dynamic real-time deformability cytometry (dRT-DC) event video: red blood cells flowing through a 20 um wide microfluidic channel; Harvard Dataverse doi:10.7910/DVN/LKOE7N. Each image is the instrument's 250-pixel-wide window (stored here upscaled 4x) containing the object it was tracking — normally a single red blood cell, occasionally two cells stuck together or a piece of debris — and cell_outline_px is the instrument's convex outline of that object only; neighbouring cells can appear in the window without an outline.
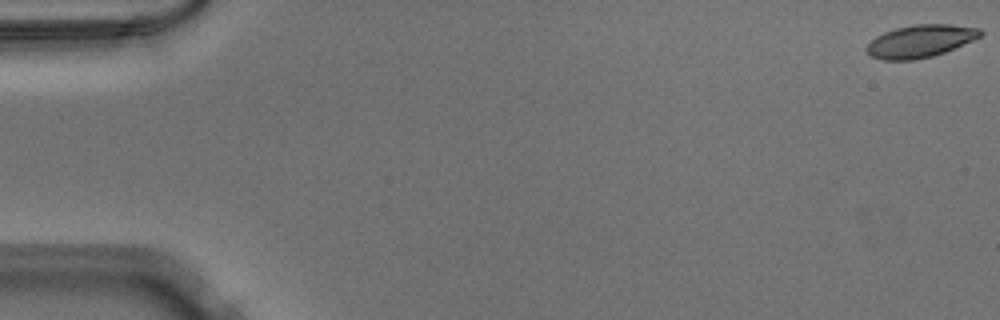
{"species": "Egyptian fruit bat (a non-hibernating species)", "species_latin": "Rousettus aegyptiacus", "temperature_condition": "warm", "stored_images_in_passage": 52, "camera_frame_rate_fps": 3000, "um_per_image_px": 0.085, "animal": {"sex": "male"}, "frame": {"image": 1, "passage_image": 1, "time_ms": 0.0, "image_size_px": [1000, 320], "cell_outline_px": [[984, 32], [980, 36], [972, 40], [944, 52], [932, 56], [912, 60], [884, 60], [872, 56], [864, 48], [876, 36], [884, 32], [896, 28], [912, 24], [952, 24], [980, 28]], "centroid_in_image_um": [78.22, 3.48], "position_along_channel_um": 6.8, "area_um2": 21.44}}
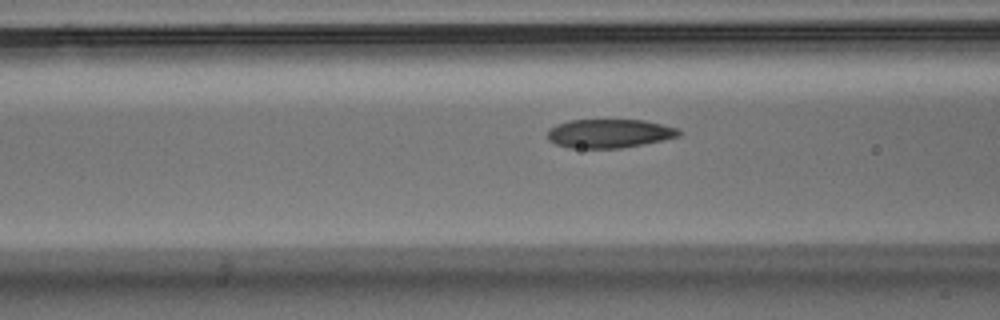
{"frame": {"image": 2, "passage_image": 21, "time_ms": 6.667, "image_size_px": [1000, 320], "cell_outline_px": [[684, 132], [680, 136], [664, 140], [620, 148], [568, 148], [556, 144], [548, 140], [548, 128], [556, 124], [568, 120], [644, 120], [680, 128]], "centroid_in_image_um": [51.81, 11.34], "position_along_channel_um": 114.8, "area_um2": 22.31}}
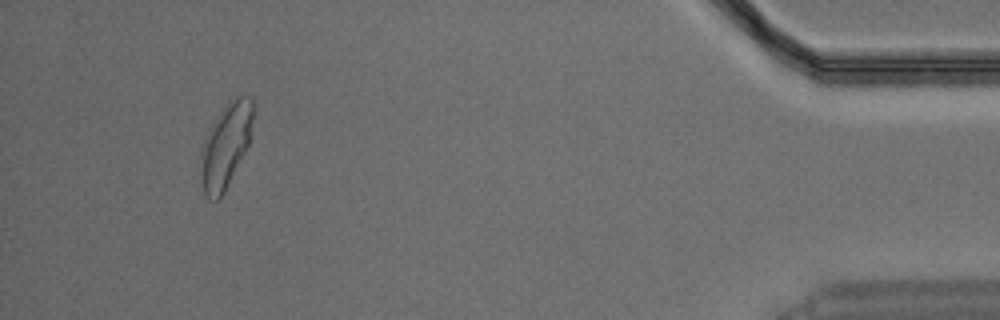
{"frame": {"image": 3, "passage_image": 49, "time_ms": 16.0, "image_size_px": [1000, 320], "cell_outline_px": [[256, 108], [248, 144], [224, 192], [216, 200], [208, 200], [204, 192], [200, 152], [204, 140], [216, 116], [228, 100], [236, 96], [248, 96], [252, 100]], "centroid_in_image_um": [19.21, 12.29], "position_along_channel_um": 416.0, "area_um2": 25.43}}